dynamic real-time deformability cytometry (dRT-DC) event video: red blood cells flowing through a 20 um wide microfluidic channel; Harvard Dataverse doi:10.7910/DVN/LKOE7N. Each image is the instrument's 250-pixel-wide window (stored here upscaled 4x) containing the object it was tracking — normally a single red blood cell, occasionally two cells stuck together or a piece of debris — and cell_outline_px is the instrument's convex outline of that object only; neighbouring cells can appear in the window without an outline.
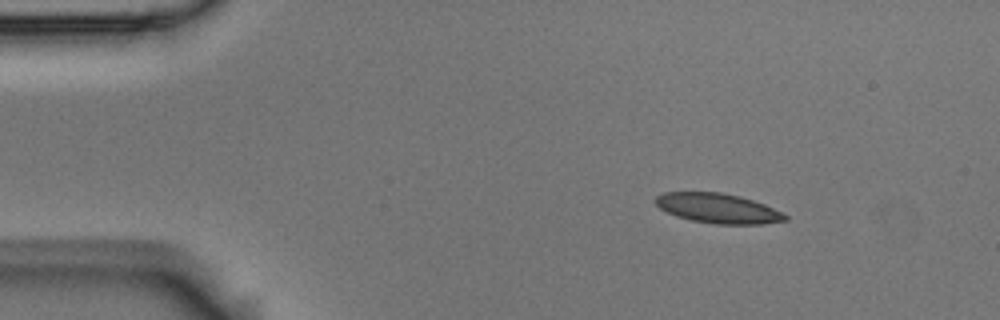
{"species": "Egyptian fruit bat (a non-hibernating species)", "species_latin": "Rousettus aegyptiacus", "temperature_condition": "room temperature", "stored_images_in_passage": 6, "camera_frame_rate_fps": 3000, "um_per_image_px": 0.085, "animal": {"sex": "male"}, "frame": {"image": 1, "passage_image": 1, "time_ms": 0.0, "image_size_px": [1000, 320], "cell_outline_px": [[788, 220], [760, 224], [716, 224], [692, 220], [676, 216], [660, 208], [656, 204], [656, 196], [664, 192], [720, 192], [740, 196], [764, 204], [788, 216]], "centroid_in_image_um": [61.02, 17.7], "position_along_channel_um": 24.0, "area_um2": 22.25}}
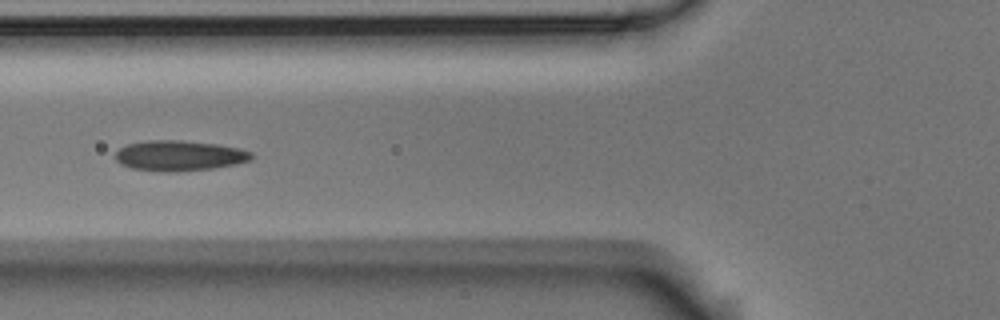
{"frame": {"image": 2, "passage_image": 4, "time_ms": 1.0, "image_size_px": [1000, 320], "cell_outline_px": [[252, 160], [236, 164], [212, 168], [176, 172], [168, 172], [132, 168], [120, 164], [116, 160], [116, 152], [120, 148], [128, 144], [148, 140], [180, 140], [216, 144], [240, 148], [252, 152]], "centroid_in_image_um": [15.26, 13.23], "position_along_channel_um": 110.5, "area_um2": 24.04}}
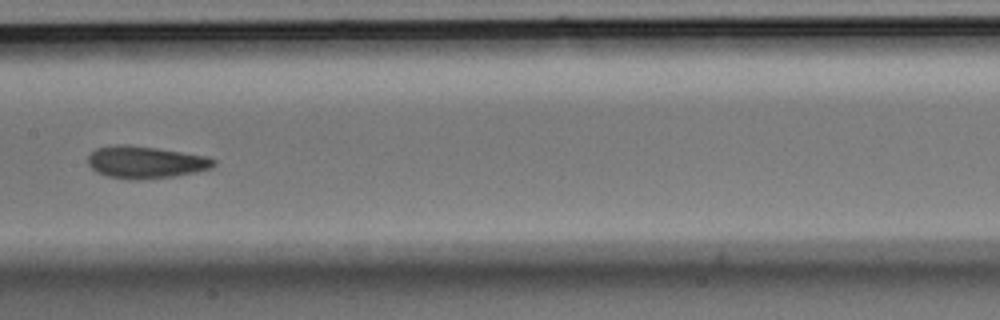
{"frame": {"image": 3, "passage_image": 6, "time_ms": 1.667, "image_size_px": [1000, 320], "cell_outline_px": [[216, 164], [212, 168], [196, 172], [176, 176], [136, 180], [128, 180], [108, 176], [96, 172], [88, 164], [88, 156], [96, 148], [120, 144], [124, 144], [156, 148], [208, 156], [216, 160]], "centroid_in_image_um": [12.39, 13.8], "position_along_channel_um": 195.0, "area_um2": 23.7}}